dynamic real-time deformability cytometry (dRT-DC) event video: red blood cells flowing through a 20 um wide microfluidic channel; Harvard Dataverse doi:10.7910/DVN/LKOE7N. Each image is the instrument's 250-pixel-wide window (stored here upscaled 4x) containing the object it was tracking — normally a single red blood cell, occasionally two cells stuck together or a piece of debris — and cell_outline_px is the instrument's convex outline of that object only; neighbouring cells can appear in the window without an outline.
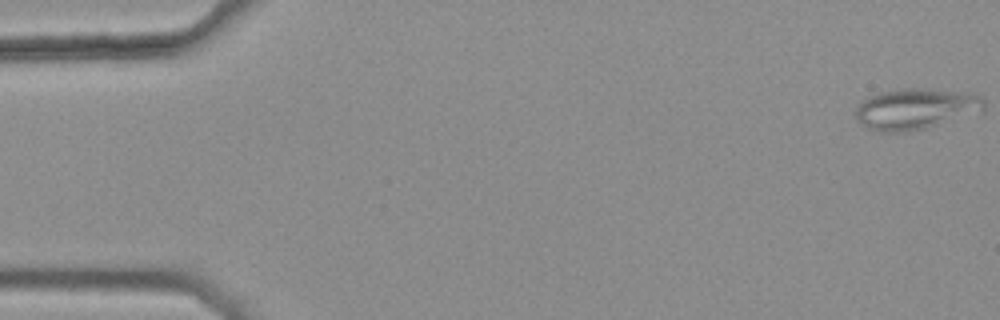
{"species": "common noctule bat (a hibernating species)", "species_latin": "Nyctalus noctula", "temperature_condition": "warm", "stored_images_in_passage": 4, "camera_frame_rate_fps": 3000, "um_per_image_px": 0.085, "animal": {"sex": "female", "body_mass_g": 25.1}, "frame": {"image": 1, "passage_image": 1, "time_ms": 0.0, "image_size_px": [1000, 320], "cell_outline_px": [[984, 112], [924, 128], [904, 132], [880, 132], [868, 128], [860, 124], [856, 120], [856, 108], [860, 100], [880, 92], [900, 88], [932, 88], [968, 92], [980, 96], [984, 100]], "centroid_in_image_um": [77.84, 9.24], "position_along_channel_um": 7.2, "area_um2": 31.15}}